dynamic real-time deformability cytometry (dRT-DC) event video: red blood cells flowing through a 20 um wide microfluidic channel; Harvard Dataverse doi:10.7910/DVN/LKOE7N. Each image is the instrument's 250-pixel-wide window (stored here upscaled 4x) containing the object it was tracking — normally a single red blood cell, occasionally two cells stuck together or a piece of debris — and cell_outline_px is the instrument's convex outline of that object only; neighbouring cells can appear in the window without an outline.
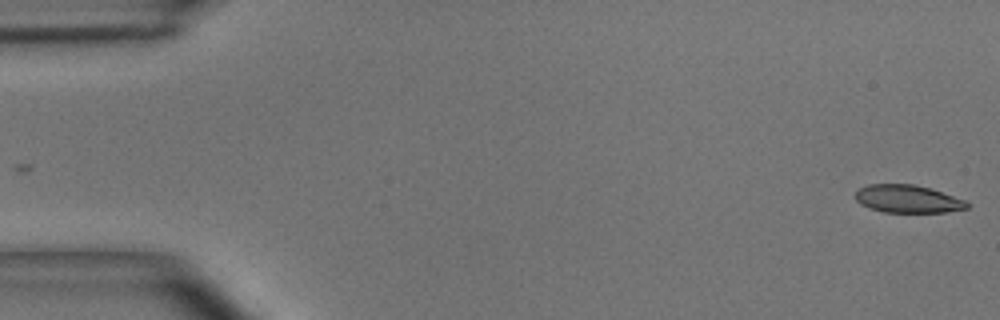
{"species": "common noctule bat (a hibernating species)", "species_latin": "Nyctalus noctula", "temperature_condition": "room temperature", "stored_images_in_passage": 6, "camera_frame_rate_fps": 3000, "um_per_image_px": 0.085, "animal": {"sex": "male", "body_mass_g": 15.6}, "frame": {"image": 1, "passage_image": 6, "time_ms": 1.667, "image_size_px": [1000, 320], "cell_outline_px": [[968, 208], [944, 212], [884, 212], [860, 204], [856, 200], [856, 192], [860, 188], [868, 184], [912, 184], [928, 188], [964, 200], [968, 204]], "centroid_in_image_um": [77.12, 16.91], "position_along_channel_um": 7.9, "area_um2": 17.69}}